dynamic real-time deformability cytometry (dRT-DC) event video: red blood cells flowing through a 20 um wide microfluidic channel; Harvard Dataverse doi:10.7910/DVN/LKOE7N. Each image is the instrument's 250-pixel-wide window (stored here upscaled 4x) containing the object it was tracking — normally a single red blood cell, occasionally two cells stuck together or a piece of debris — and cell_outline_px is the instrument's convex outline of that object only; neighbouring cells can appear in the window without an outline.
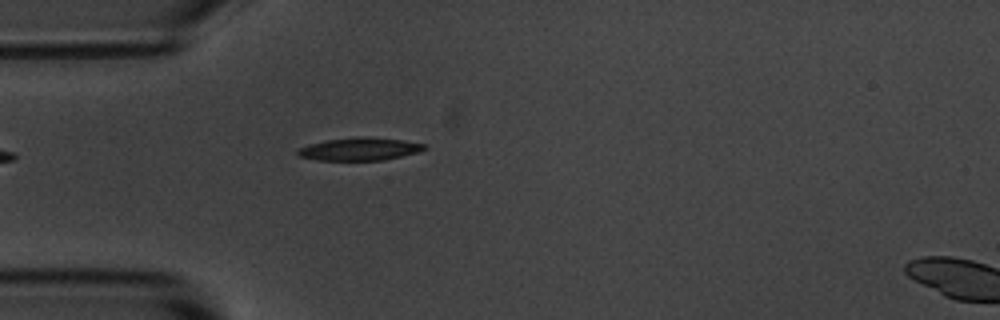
{"species": "common noctule bat (a hibernating species)", "species_latin": "Nyctalus noctula", "temperature_condition": "room temperature", "stored_images_in_passage": 2, "segment_of_instrument_passage": [1, 2], "camera_frame_rate_fps": 3000, "um_per_image_px": 0.085, "animal": {"sex": "male", "body_mass_g": 20.1, "forearm_length_mm": 53.5}, "frame": {"image": 1, "passage_image": 1, "time_ms": 0.0, "image_size_px": [1000, 320], "cell_outline_px": [[428, 148], [420, 152], [384, 160], [316, 160], [296, 156], [296, 152], [300, 148], [308, 144], [324, 140], [356, 136], [364, 136], [404, 140], [424, 144]], "centroid_in_image_um": [30.56, 12.66], "position_along_channel_um": 54.4, "area_um2": 17.11}}